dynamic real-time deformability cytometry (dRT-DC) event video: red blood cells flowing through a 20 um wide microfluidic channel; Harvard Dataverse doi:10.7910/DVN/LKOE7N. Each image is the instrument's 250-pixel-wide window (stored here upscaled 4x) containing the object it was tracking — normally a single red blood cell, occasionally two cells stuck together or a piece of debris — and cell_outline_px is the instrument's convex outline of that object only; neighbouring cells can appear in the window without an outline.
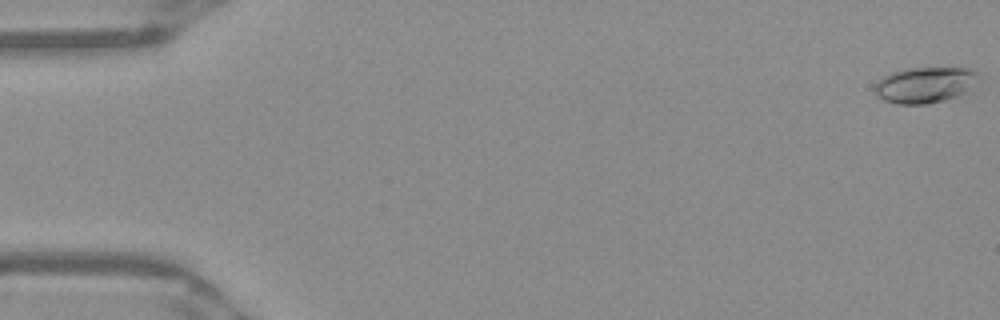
{"species": "Egyptian fruit bat (a non-hibernating species)", "species_latin": "Rousettus aegyptiacus", "temperature_condition": "warm", "stored_images_in_passage": 52, "camera_frame_rate_fps": 3000, "um_per_image_px": 0.085, "frame": {"image": 1, "passage_image": 1, "time_ms": 0.0, "image_size_px": [1000, 320], "cell_outline_px": [[980, 76], [972, 92], [960, 96], [944, 100], [924, 104], [900, 104], [884, 100], [876, 92], [876, 84], [880, 76], [888, 72], [904, 68], [972, 68]], "centroid_in_image_um": [78.69, 7.2], "position_along_channel_um": 6.3, "area_um2": 22.2}}
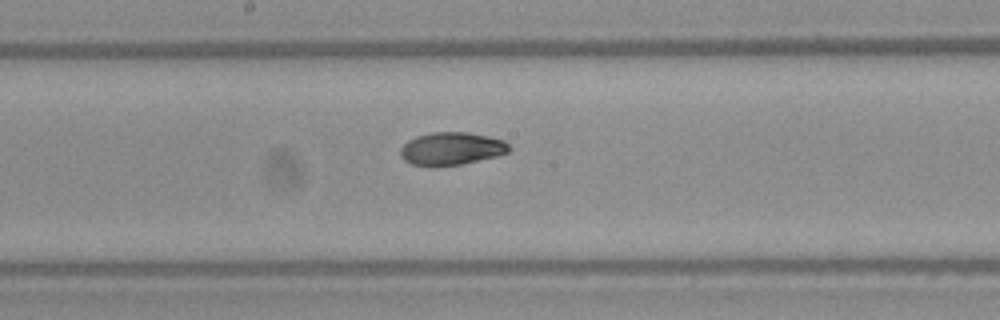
{"frame": {"image": 2, "passage_image": 28, "time_ms": 9.0, "image_size_px": [1000, 320], "cell_outline_px": [[512, 148], [508, 152], [496, 156], [460, 164], [412, 164], [404, 160], [400, 156], [400, 148], [408, 140], [416, 136], [432, 132], [468, 132], [488, 136], [504, 140]], "centroid_in_image_um": [38.39, 12.6], "position_along_channel_um": 209.8, "area_um2": 20.35}}
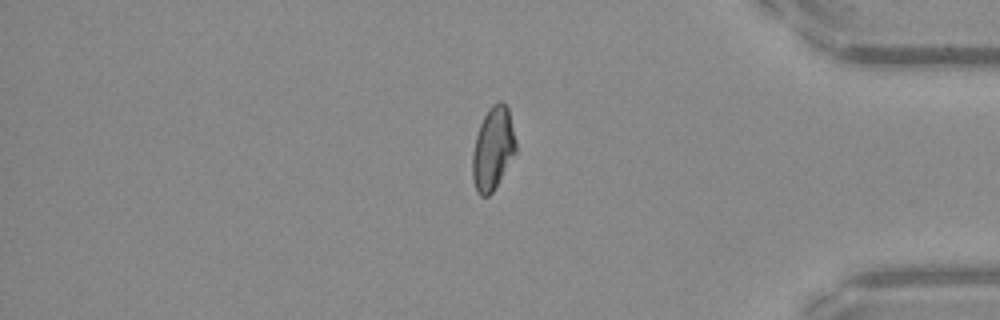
{"frame": {"image": 3, "passage_image": 44, "time_ms": 14.333, "image_size_px": [1000, 320], "cell_outline_px": [[516, 152], [492, 192], [488, 196], [480, 196], [476, 192], [472, 176], [472, 152], [476, 136], [480, 124], [488, 108], [492, 104], [500, 100], [508, 108], [516, 140]], "centroid_in_image_um": [41.88, 12.62], "position_along_channel_um": 393.3, "area_um2": 20.92}, "authors_computed_cell_mechanics": {"area_um2": 20.8369, "velocity_mm_per_s": 3.9461, "shape_relaxation_time_tau1_ms": null, "shape_relaxation_time_tau2_ms": 2.5269, "deformation_change_tau1": null, "deformation_change_tau2": 0.0683}}